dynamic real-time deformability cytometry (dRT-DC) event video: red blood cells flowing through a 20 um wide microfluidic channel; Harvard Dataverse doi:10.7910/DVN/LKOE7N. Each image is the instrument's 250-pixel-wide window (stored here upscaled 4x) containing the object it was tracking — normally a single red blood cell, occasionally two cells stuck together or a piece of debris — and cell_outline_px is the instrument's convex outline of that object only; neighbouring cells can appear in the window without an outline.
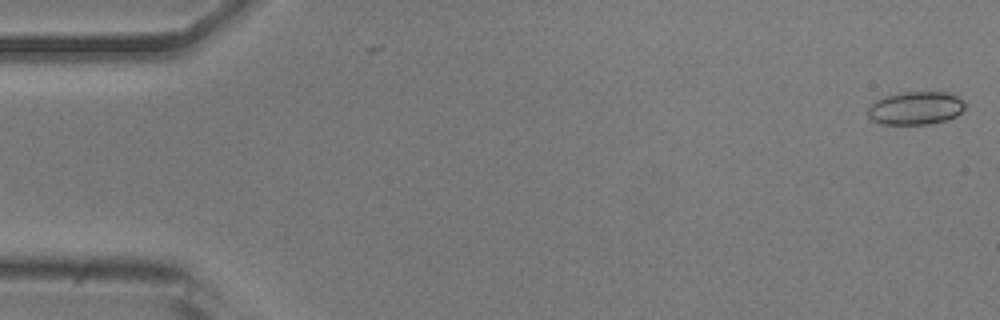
{"species": "common noctule bat (a hibernating species)", "species_latin": "Nyctalus noctula", "temperature_condition": "room temperature", "stored_images_in_passage": 52, "camera_frame_rate_fps": 3000, "um_per_image_px": 0.085, "animal": {"sex": "male", "body_mass_g": 20.5, "forearm_length_mm": 52.5}, "frame": {"image": 1, "passage_image": 1, "time_ms": 0.0, "image_size_px": [1000, 320], "cell_outline_px": [[964, 108], [956, 116], [944, 120], [928, 124], [880, 124], [872, 120], [868, 116], [868, 108], [876, 100], [888, 96], [904, 92], [944, 92], [956, 96], [964, 104]], "centroid_in_image_um": [77.79, 9.2], "position_along_channel_um": 7.2, "area_um2": 18.38}}
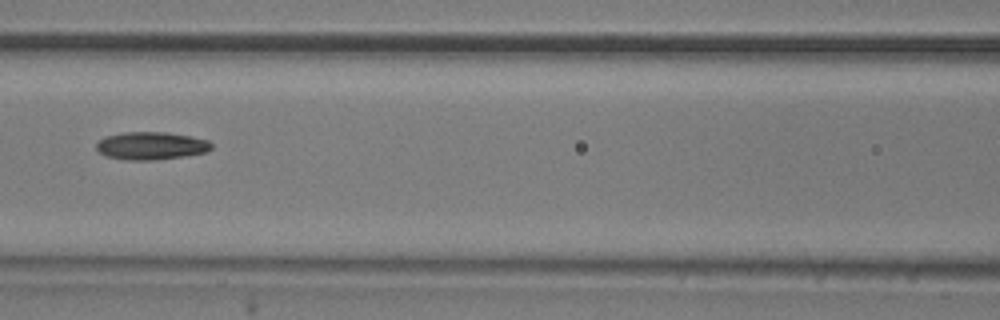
{"frame": {"image": 2, "passage_image": 23, "time_ms": 7.333, "image_size_px": [1000, 320], "cell_outline_px": [[212, 148], [204, 152], [184, 156], [152, 160], [128, 160], [108, 156], [100, 152], [96, 148], [96, 144], [104, 136], [124, 132], [164, 132], [188, 136], [208, 140], [212, 144]], "centroid_in_image_um": [12.82, 12.38], "position_along_channel_um": 153.8, "area_um2": 18.38}}
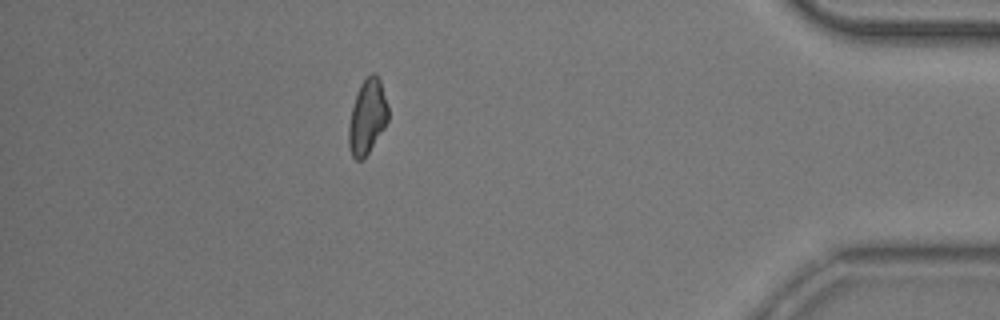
{"frame": {"image": 3, "passage_image": 46, "time_ms": 15.0, "image_size_px": [1000, 320], "cell_outline_px": [[388, 120], [384, 128], [364, 160], [356, 160], [352, 156], [348, 148], [348, 124], [352, 108], [360, 84], [372, 72], [376, 72], [380, 80], [388, 104]], "centroid_in_image_um": [31.22, 9.95], "position_along_channel_um": 404.0, "area_um2": 17.34}, "authors_computed_cell_mechanics": {"area_um2": 17.9469, "velocity_mm_per_s": 3.8731, "shape_relaxation_time_tau1_ms": null, "shape_relaxation_time_tau2_ms": 5.9812, "deformation_change_tau1": null, "deformation_change_tau2": 0.123}}